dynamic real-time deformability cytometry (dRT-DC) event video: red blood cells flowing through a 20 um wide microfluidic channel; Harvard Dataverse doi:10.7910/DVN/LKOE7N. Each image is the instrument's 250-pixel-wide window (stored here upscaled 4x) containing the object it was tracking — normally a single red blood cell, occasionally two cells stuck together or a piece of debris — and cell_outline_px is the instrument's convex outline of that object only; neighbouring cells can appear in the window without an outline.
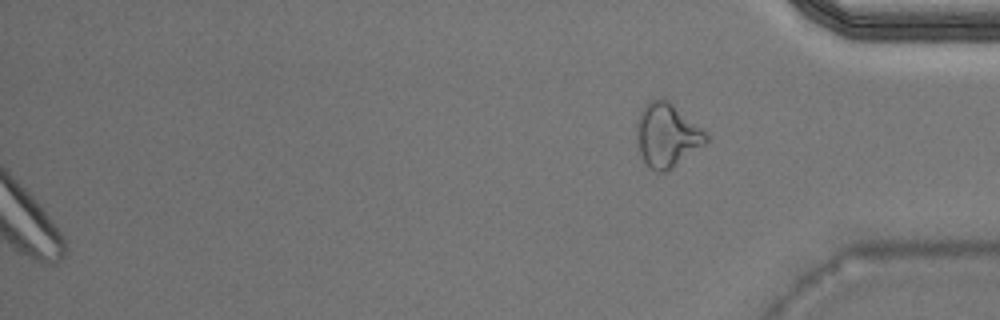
{"species": "Egyptian fruit bat (a non-hibernating species)", "species_latin": "Rousettus aegyptiacus", "temperature_condition": "warm", "stored_images_in_passage": 38, "segment_of_instrument_passage": [2, 2], "camera_frame_rate_fps": 3000, "um_per_image_px": 0.085, "animal": {"sex": "male"}, "frame": {"image": 1, "passage_image": 38, "time_ms": 12.333, "image_size_px": [1000, 320], "cell_outline_px": [[708, 144], [668, 172], [656, 172], [648, 168], [636, 144], [636, 124], [640, 112], [644, 104], [660, 96], [664, 96], [704, 128], [708, 132]], "centroid_in_image_um": [56.73, 11.49], "position_along_channel_um": 378.5, "area_um2": 26.93}}